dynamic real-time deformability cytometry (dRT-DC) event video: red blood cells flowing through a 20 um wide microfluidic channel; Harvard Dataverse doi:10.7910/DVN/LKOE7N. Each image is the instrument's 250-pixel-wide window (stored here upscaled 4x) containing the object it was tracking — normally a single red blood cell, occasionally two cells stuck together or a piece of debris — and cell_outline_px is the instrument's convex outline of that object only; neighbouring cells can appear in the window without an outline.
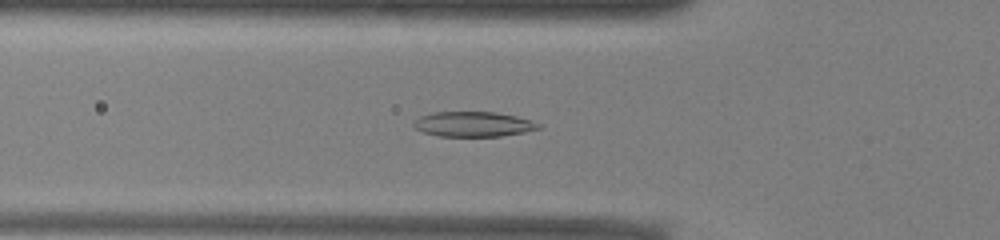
{"species": "common noctule bat (a hibernating species)", "species_latin": "Nyctalus noctula", "temperature_condition": "warm", "stored_images_in_passage": 36, "camera_frame_rate_fps": 3000, "um_per_image_px": 0.085, "animal": {"sex": "male", "body_mass_g": 13.0, "forearm_length_mm": 53.1}, "frame": {"image": 1, "passage_image": 2, "time_ms": 0.333, "image_size_px": [1000, 240], "cell_outline_px": [[540, 128], [524, 132], [500, 136], [440, 136], [424, 132], [416, 128], [412, 124], [420, 116], [432, 112], [496, 112], [516, 116], [532, 120], [540, 124]], "centroid_in_image_um": [40.24, 10.55], "position_along_channel_um": 85.6, "area_um2": 18.09}}
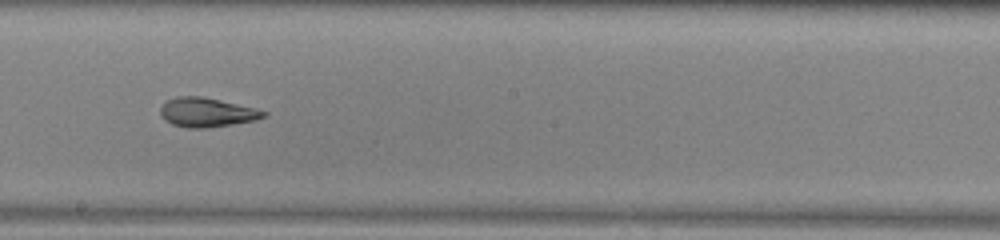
{"frame": {"image": 2, "passage_image": 13, "time_ms": 4.0, "image_size_px": [1000, 240], "cell_outline_px": [[268, 112], [264, 116], [256, 120], [208, 128], [188, 128], [172, 124], [164, 120], [160, 112], [160, 108], [168, 100], [176, 96], [200, 96], [220, 100], [256, 108]], "centroid_in_image_um": [17.57, 9.55], "position_along_channel_um": 230.6, "area_um2": 17.51}}
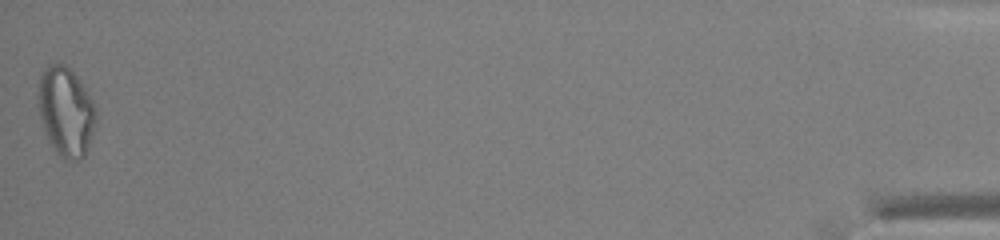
{"frame": {"image": 3, "passage_image": 36, "time_ms": 11.667, "image_size_px": [1000, 240], "cell_outline_px": [[96, 116], [92, 136], [84, 156], [80, 160], [64, 160], [56, 152], [48, 140], [44, 132], [40, 116], [36, 96], [40, 76], [44, 68], [48, 64], [64, 64], [84, 84], [96, 108]], "centroid_in_image_um": [5.58, 9.48], "position_along_channel_um": 429.6, "area_um2": 30.29}}